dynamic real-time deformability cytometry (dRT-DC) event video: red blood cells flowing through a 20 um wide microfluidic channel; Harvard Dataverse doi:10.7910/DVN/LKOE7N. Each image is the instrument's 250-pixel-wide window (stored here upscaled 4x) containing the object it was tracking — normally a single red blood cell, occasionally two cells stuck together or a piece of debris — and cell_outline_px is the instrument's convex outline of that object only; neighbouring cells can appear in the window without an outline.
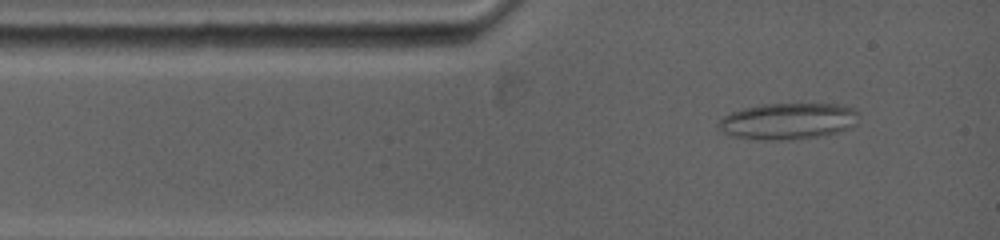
{"species": "common noctule bat (a hibernating species)", "species_latin": "Nyctalus noctula", "temperature_condition": "warm", "stored_images_in_passage": 4, "camera_frame_rate_fps": 5000, "um_per_image_px": 0.085, "animal": {"sex": "female", "body_mass_g": 19.0, "forearm_length_mm": 53.3}, "frame": {"image": 1, "passage_image": 2, "time_ms": 0.8, "image_size_px": [1000, 240], "cell_outline_px": [[860, 112], [856, 124], [852, 128], [824, 136], [788, 140], [752, 140], [732, 136], [716, 128], [716, 124], [724, 116], [732, 112], [744, 108], [760, 104], [836, 104], [852, 108]], "centroid_in_image_um": [66.99, 10.31], "position_along_channel_um": 18.0, "area_um2": 30.23}}
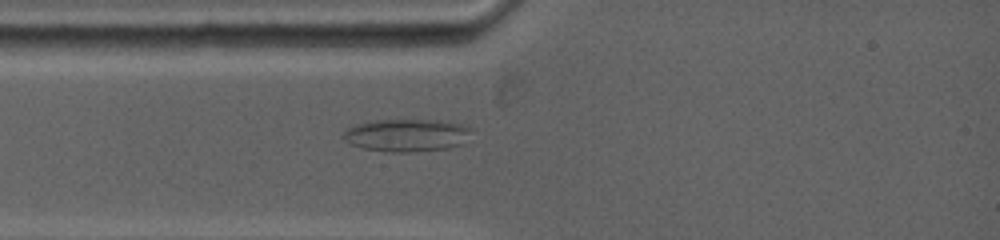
{"frame": {"image": 2, "passage_image": 4, "time_ms": 2.2, "image_size_px": [1000, 240], "cell_outline_px": [[468, 132], [464, 144], [448, 148], [412, 152], [392, 152], [364, 148], [352, 144], [344, 140], [344, 132], [348, 128], [356, 124], [376, 120], [436, 120], [460, 124], [468, 128]], "centroid_in_image_um": [34.54, 11.5], "position_along_channel_um": 50.5, "area_um2": 23.93}}